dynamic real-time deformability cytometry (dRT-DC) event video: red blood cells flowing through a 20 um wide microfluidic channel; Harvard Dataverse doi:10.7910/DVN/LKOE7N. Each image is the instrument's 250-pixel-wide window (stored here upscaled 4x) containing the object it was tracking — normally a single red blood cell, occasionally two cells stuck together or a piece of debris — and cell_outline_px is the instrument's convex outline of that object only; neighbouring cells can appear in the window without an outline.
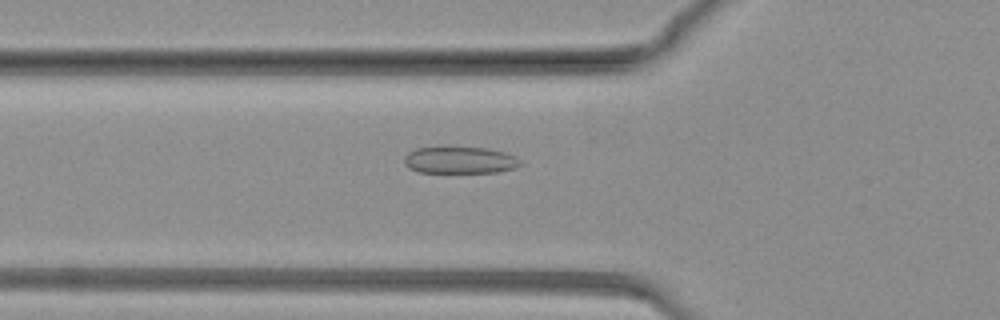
{"species": "common noctule bat (a hibernating species)", "species_latin": "Nyctalus noctula", "temperature_condition": "warm", "stored_images_in_passage": 68, "camera_frame_rate_fps": 3000, "um_per_image_px": 0.085, "animal": {"sex": "female", "body_mass_g": 19.3, "forearm_length_mm": 54.1}, "frame": {"image": 1, "passage_image": 15, "time_ms": 4.667, "image_size_px": [1000, 320], "cell_outline_px": [[524, 164], [516, 168], [496, 172], [416, 172], [408, 168], [404, 164], [404, 156], [408, 152], [416, 148], [488, 148], [504, 152], [516, 156]], "centroid_in_image_um": [39.1, 13.62], "position_along_channel_um": 86.7, "area_um2": 18.15}}
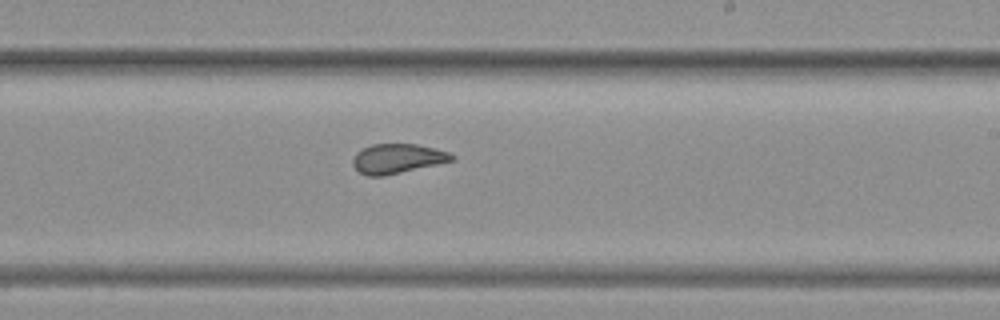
{"frame": {"image": 2, "passage_image": 35, "time_ms": 11.333, "image_size_px": [1000, 320], "cell_outline_px": [[456, 160], [384, 176], [368, 176], [360, 172], [352, 164], [352, 160], [356, 152], [372, 144], [416, 144], [436, 148], [448, 152], [456, 156]], "centroid_in_image_um": [33.81, 13.48], "position_along_channel_um": 255.2, "area_um2": 17.11}}
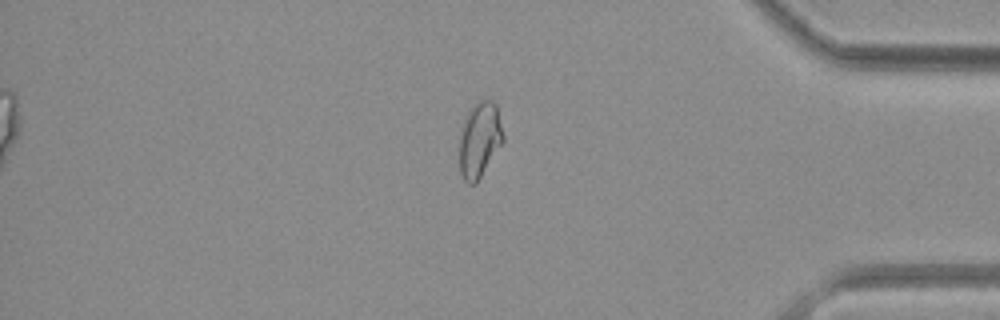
{"frame": {"image": 3, "passage_image": 55, "time_ms": 18.0, "image_size_px": [1000, 320], "cell_outline_px": [[504, 140], [476, 184], [468, 184], [464, 180], [460, 172], [460, 128], [472, 104], [480, 100], [492, 100], [496, 104], [504, 136]], "centroid_in_image_um": [40.76, 11.87], "position_along_channel_um": 394.4, "area_um2": 19.25}}